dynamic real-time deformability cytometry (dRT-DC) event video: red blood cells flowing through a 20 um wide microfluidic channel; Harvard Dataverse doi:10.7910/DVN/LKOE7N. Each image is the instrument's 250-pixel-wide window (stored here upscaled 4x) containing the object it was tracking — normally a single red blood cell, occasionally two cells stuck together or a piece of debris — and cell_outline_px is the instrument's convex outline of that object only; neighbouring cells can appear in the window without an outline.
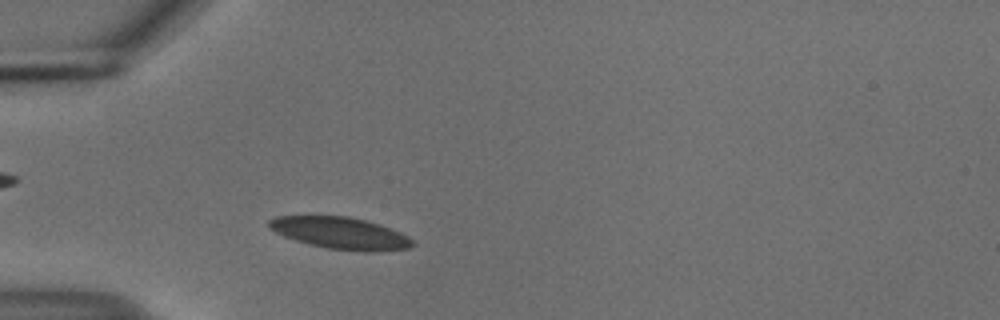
{"species": "common noctule bat (a hibernating species)", "species_latin": "Nyctalus noctula", "temperature_condition": "cold", "stored_images_in_passage": 45, "camera_frame_rate_fps": 3000, "um_per_image_px": 0.085, "animal": {"sex": "male", "body_mass_g": 18.8}, "frame": {"image": 1, "passage_image": 7, "time_ms": 2.0, "image_size_px": [1000, 320], "cell_outline_px": [[416, 244], [408, 248], [372, 252], [364, 252], [328, 248], [308, 244], [284, 236], [268, 228], [268, 220], [276, 216], [348, 216], [368, 220], [380, 224], [400, 232], [408, 236]], "centroid_in_image_um": [28.95, 19.81], "position_along_channel_um": 56.1, "area_um2": 26.76}}
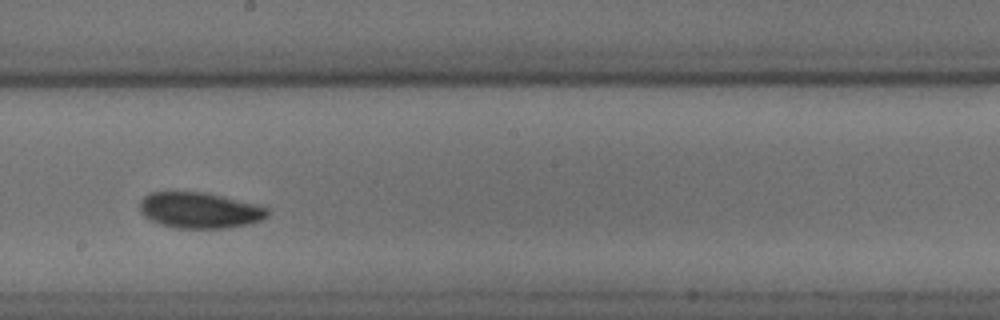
{"frame": {"image": 2, "passage_image": 22, "time_ms": 7.0, "image_size_px": [1000, 320], "cell_outline_px": [[272, 212], [268, 216], [260, 220], [248, 224], [228, 228], [176, 228], [160, 224], [144, 216], [140, 212], [140, 200], [144, 196], [152, 192], [204, 192], [256, 204], [268, 208]], "centroid_in_image_um": [16.98, 17.88], "position_along_channel_um": 231.2, "area_um2": 26.7}}
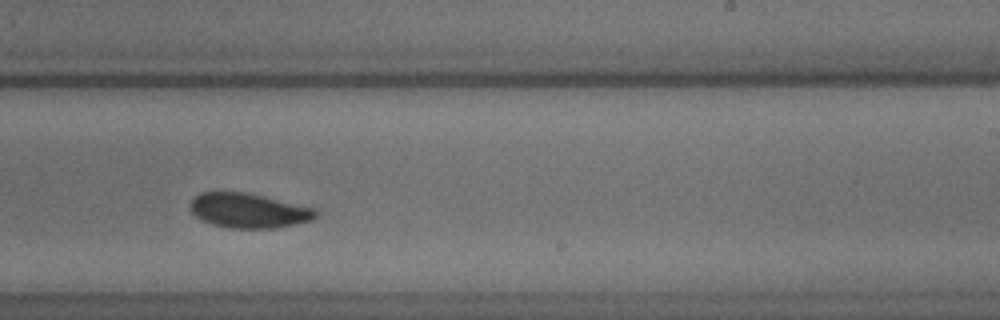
{"frame": {"image": 3, "passage_image": 25, "time_ms": 8.0, "image_size_px": [1000, 320], "cell_outline_px": [[316, 216], [312, 220], [296, 224], [276, 228], [228, 228], [212, 224], [200, 220], [188, 208], [188, 204], [200, 192], [244, 192], [316, 208]], "centroid_in_image_um": [21.1, 17.91], "position_along_channel_um": 267.9, "area_um2": 25.37}, "authors_computed_cell_mechanics": {"area_um2": 25.8944, "velocity_mm_per_s": 3.6875, "shape_relaxation_time_tau1_ms": 3.7413, "shape_relaxation_time_tau2_ms": null, "deformation_change_tau1": 0.0754, "deformation_change_tau2": null}}